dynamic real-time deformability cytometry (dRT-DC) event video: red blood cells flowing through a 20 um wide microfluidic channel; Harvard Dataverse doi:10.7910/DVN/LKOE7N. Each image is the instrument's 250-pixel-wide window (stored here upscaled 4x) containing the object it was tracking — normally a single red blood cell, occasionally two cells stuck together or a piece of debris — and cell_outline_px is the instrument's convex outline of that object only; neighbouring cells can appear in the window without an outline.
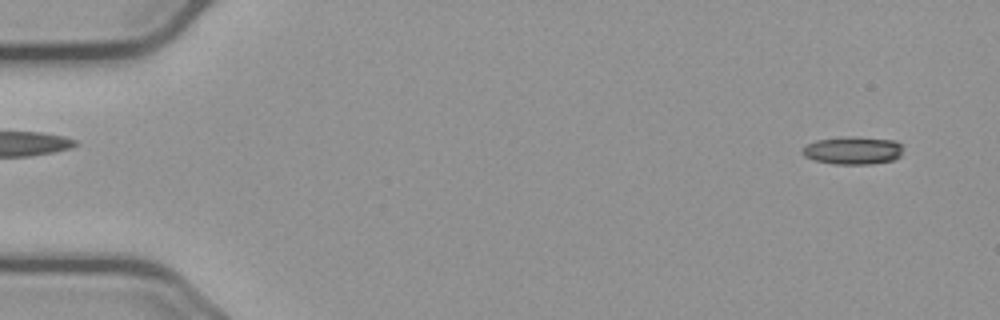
{"species": "common noctule bat (a hibernating species)", "species_latin": "Nyctalus noctula", "temperature_condition": "cold", "stored_images_in_passage": 13, "camera_frame_rate_fps": 3000, "um_per_image_px": 0.085, "animal": {"sex": "male", "body_mass_g": 23.1, "forearm_length_mm": 52.7}, "frame": {"image": 1, "passage_image": 2, "time_ms": 0.333, "image_size_px": [1000, 320], "cell_outline_px": [[900, 156], [892, 160], [872, 164], [836, 164], [816, 160], [804, 156], [800, 152], [808, 144], [816, 140], [896, 140], [900, 144]], "centroid_in_image_um": [72.48, 12.86], "position_along_channel_um": 12.5, "area_um2": 14.97}}